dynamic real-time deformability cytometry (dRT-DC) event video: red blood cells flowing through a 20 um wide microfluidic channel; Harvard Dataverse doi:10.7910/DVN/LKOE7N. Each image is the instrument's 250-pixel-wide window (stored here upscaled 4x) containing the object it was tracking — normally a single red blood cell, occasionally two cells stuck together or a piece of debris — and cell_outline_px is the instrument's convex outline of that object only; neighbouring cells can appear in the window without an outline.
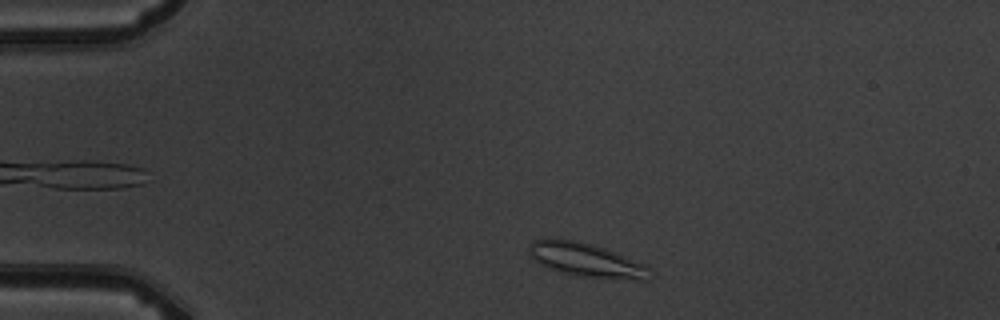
{"species": "common noctule bat (a hibernating species)", "species_latin": "Nyctalus noctula", "temperature_condition": "warm", "stored_images_in_passage": 4, "camera_frame_rate_fps": 3000, "um_per_image_px": 0.085, "animal": {"sex": "male", "body_mass_g": 19.5, "forearm_length_mm": 54.6}, "frame": {"image": 1, "passage_image": 4, "time_ms": 4.333, "image_size_px": [1000, 320], "cell_outline_px": [[652, 268], [648, 280], [640, 280], [580, 276], [548, 268], [532, 260], [528, 252], [528, 248], [532, 240], [548, 236], [552, 236], [592, 244], [604, 248], [644, 264]], "centroid_in_image_um": [49.75, 22.07], "position_along_channel_um": 35.2, "area_um2": 23.99}}